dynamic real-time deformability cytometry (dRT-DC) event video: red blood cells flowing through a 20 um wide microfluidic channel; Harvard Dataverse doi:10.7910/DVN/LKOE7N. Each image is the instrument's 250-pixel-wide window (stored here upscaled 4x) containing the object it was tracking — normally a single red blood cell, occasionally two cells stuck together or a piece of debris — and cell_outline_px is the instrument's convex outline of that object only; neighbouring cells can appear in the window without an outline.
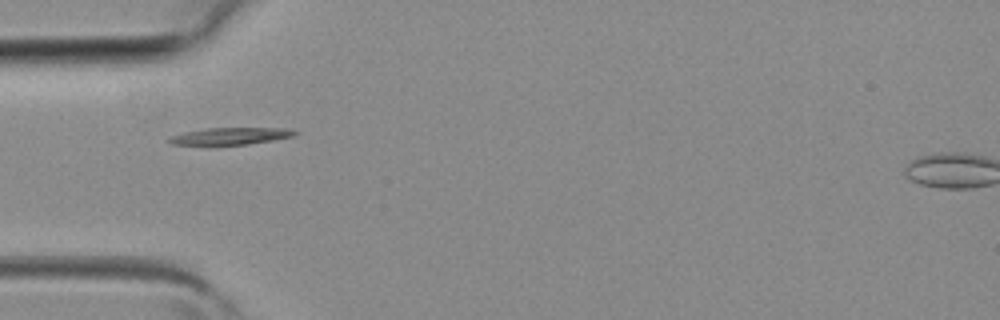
{"species": "common noctule bat (a hibernating species)", "species_latin": "Nyctalus noctula", "temperature_condition": "room temperature", "stored_images_in_passage": 2, "camera_frame_rate_fps": 3000, "um_per_image_px": 0.085, "animal": {"sex": "female", "body_mass_g": 19.3, "forearm_length_mm": 54.1}, "frame": {"image": 1, "passage_image": 1, "time_ms": 0.0, "image_size_px": [1000, 320], "cell_outline_px": [[300, 132], [292, 136], [272, 140], [248, 144], [172, 144], [168, 140], [172, 136], [184, 132], [208, 128], [284, 128]], "centroid_in_image_um": [19.63, 11.55], "position_along_channel_um": 65.4, "area_um2": 12.02}}
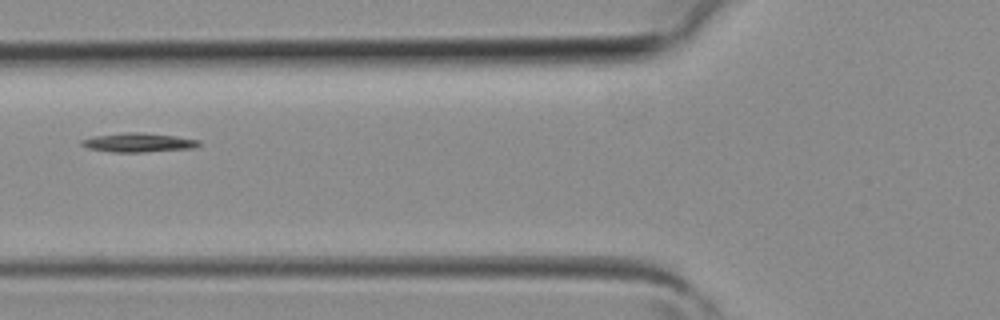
{"frame": {"image": 2, "passage_image": 2, "time_ms": 0.333, "image_size_px": [1000, 320], "cell_outline_px": [[200, 144], [196, 148], [144, 152], [112, 152], [88, 148], [80, 144], [80, 140], [96, 136], [124, 132], [140, 132], [176, 136], [200, 140]], "centroid_in_image_um": [11.79, 12.11], "position_along_channel_um": 114.0, "area_um2": 13.06}}